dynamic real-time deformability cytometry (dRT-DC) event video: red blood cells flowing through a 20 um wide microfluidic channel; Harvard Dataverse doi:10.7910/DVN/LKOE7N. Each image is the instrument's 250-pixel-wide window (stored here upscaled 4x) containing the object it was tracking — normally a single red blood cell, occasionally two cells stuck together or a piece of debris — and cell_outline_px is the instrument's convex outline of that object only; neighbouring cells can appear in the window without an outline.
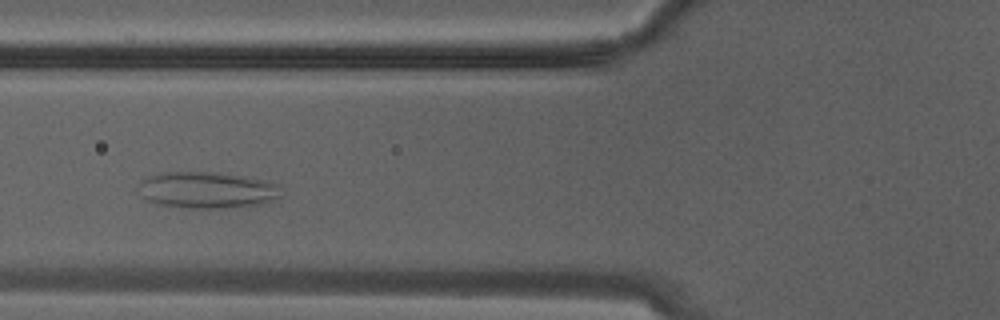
{"species": "Egyptian fruit bat (a non-hibernating species)", "species_latin": "Rousettus aegyptiacus", "temperature_condition": "warm", "stored_images_in_passage": 27, "camera_frame_rate_fps": 3000, "um_per_image_px": 0.085, "animal": {"sex": "male"}, "frame": {"image": 1, "passage_image": 8, "time_ms": 2.333, "image_size_px": [1000, 320], "cell_outline_px": [[280, 196], [264, 204], [240, 208], [180, 208], [160, 204], [148, 200], [140, 196], [136, 188], [148, 176], [160, 172], [216, 172], [240, 176], [280, 184]], "centroid_in_image_um": [17.58, 16.17], "position_along_channel_um": 108.2, "area_um2": 30.63}}